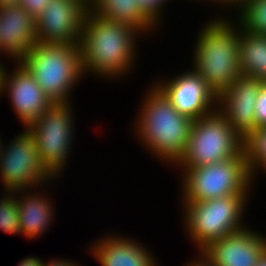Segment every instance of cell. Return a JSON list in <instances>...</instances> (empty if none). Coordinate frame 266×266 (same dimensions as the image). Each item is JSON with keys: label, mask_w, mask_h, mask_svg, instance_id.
Segmentation results:
<instances>
[{"label": "cell", "mask_w": 266, "mask_h": 266, "mask_svg": "<svg viewBox=\"0 0 266 266\" xmlns=\"http://www.w3.org/2000/svg\"><path fill=\"white\" fill-rule=\"evenodd\" d=\"M138 31L127 23L111 21L88 9L80 41L82 70L110 78L127 72L134 61L133 39Z\"/></svg>", "instance_id": "cell-1"}, {"label": "cell", "mask_w": 266, "mask_h": 266, "mask_svg": "<svg viewBox=\"0 0 266 266\" xmlns=\"http://www.w3.org/2000/svg\"><path fill=\"white\" fill-rule=\"evenodd\" d=\"M137 121L138 137L157 157L178 163L184 156L193 120L180 114L157 88H151Z\"/></svg>", "instance_id": "cell-2"}, {"label": "cell", "mask_w": 266, "mask_h": 266, "mask_svg": "<svg viewBox=\"0 0 266 266\" xmlns=\"http://www.w3.org/2000/svg\"><path fill=\"white\" fill-rule=\"evenodd\" d=\"M226 22L215 19L206 24L195 47L194 70L217 97L242 75L239 32Z\"/></svg>", "instance_id": "cell-3"}, {"label": "cell", "mask_w": 266, "mask_h": 266, "mask_svg": "<svg viewBox=\"0 0 266 266\" xmlns=\"http://www.w3.org/2000/svg\"><path fill=\"white\" fill-rule=\"evenodd\" d=\"M20 62L52 102H68L70 90L84 74L80 43L36 42Z\"/></svg>", "instance_id": "cell-4"}, {"label": "cell", "mask_w": 266, "mask_h": 266, "mask_svg": "<svg viewBox=\"0 0 266 266\" xmlns=\"http://www.w3.org/2000/svg\"><path fill=\"white\" fill-rule=\"evenodd\" d=\"M184 172V201H204L247 194L254 177L248 170L244 149L231 159L184 168Z\"/></svg>", "instance_id": "cell-5"}, {"label": "cell", "mask_w": 266, "mask_h": 266, "mask_svg": "<svg viewBox=\"0 0 266 266\" xmlns=\"http://www.w3.org/2000/svg\"><path fill=\"white\" fill-rule=\"evenodd\" d=\"M244 139L218 110L193 121L188 146L179 167H197L236 157L244 149Z\"/></svg>", "instance_id": "cell-6"}, {"label": "cell", "mask_w": 266, "mask_h": 266, "mask_svg": "<svg viewBox=\"0 0 266 266\" xmlns=\"http://www.w3.org/2000/svg\"><path fill=\"white\" fill-rule=\"evenodd\" d=\"M247 194H235L204 201H184L189 236L201 252L209 244L243 229L241 215ZM241 224V225H240Z\"/></svg>", "instance_id": "cell-7"}, {"label": "cell", "mask_w": 266, "mask_h": 266, "mask_svg": "<svg viewBox=\"0 0 266 266\" xmlns=\"http://www.w3.org/2000/svg\"><path fill=\"white\" fill-rule=\"evenodd\" d=\"M69 106V102H53L27 127L36 140L42 164L54 178L65 166L73 138L74 123Z\"/></svg>", "instance_id": "cell-8"}, {"label": "cell", "mask_w": 266, "mask_h": 266, "mask_svg": "<svg viewBox=\"0 0 266 266\" xmlns=\"http://www.w3.org/2000/svg\"><path fill=\"white\" fill-rule=\"evenodd\" d=\"M26 129L5 151L3 145L0 147V170L5 192H25L26 187L29 189L36 183L53 178L39 158L36 140Z\"/></svg>", "instance_id": "cell-9"}, {"label": "cell", "mask_w": 266, "mask_h": 266, "mask_svg": "<svg viewBox=\"0 0 266 266\" xmlns=\"http://www.w3.org/2000/svg\"><path fill=\"white\" fill-rule=\"evenodd\" d=\"M85 0H50L36 19L38 43H80L85 14Z\"/></svg>", "instance_id": "cell-10"}, {"label": "cell", "mask_w": 266, "mask_h": 266, "mask_svg": "<svg viewBox=\"0 0 266 266\" xmlns=\"http://www.w3.org/2000/svg\"><path fill=\"white\" fill-rule=\"evenodd\" d=\"M263 83L260 78L241 75L218 96L222 108L216 107L243 139L256 129L255 104Z\"/></svg>", "instance_id": "cell-11"}, {"label": "cell", "mask_w": 266, "mask_h": 266, "mask_svg": "<svg viewBox=\"0 0 266 266\" xmlns=\"http://www.w3.org/2000/svg\"><path fill=\"white\" fill-rule=\"evenodd\" d=\"M156 87L175 110L193 121L210 114L213 104L217 105L218 97L194 69Z\"/></svg>", "instance_id": "cell-12"}, {"label": "cell", "mask_w": 266, "mask_h": 266, "mask_svg": "<svg viewBox=\"0 0 266 266\" xmlns=\"http://www.w3.org/2000/svg\"><path fill=\"white\" fill-rule=\"evenodd\" d=\"M266 252V238L243 228L212 242L201 254L214 266H256Z\"/></svg>", "instance_id": "cell-13"}, {"label": "cell", "mask_w": 266, "mask_h": 266, "mask_svg": "<svg viewBox=\"0 0 266 266\" xmlns=\"http://www.w3.org/2000/svg\"><path fill=\"white\" fill-rule=\"evenodd\" d=\"M16 70L2 79V94L7 88L12 107L25 127L30 126L53 103L35 78L19 61ZM19 66V67H18ZM5 88V89H4Z\"/></svg>", "instance_id": "cell-14"}, {"label": "cell", "mask_w": 266, "mask_h": 266, "mask_svg": "<svg viewBox=\"0 0 266 266\" xmlns=\"http://www.w3.org/2000/svg\"><path fill=\"white\" fill-rule=\"evenodd\" d=\"M36 42L35 17L20 4L1 6L0 52L20 61Z\"/></svg>", "instance_id": "cell-15"}, {"label": "cell", "mask_w": 266, "mask_h": 266, "mask_svg": "<svg viewBox=\"0 0 266 266\" xmlns=\"http://www.w3.org/2000/svg\"><path fill=\"white\" fill-rule=\"evenodd\" d=\"M108 237L93 246L92 250L101 266H156L151 253L138 242Z\"/></svg>", "instance_id": "cell-16"}, {"label": "cell", "mask_w": 266, "mask_h": 266, "mask_svg": "<svg viewBox=\"0 0 266 266\" xmlns=\"http://www.w3.org/2000/svg\"><path fill=\"white\" fill-rule=\"evenodd\" d=\"M89 9L111 21L127 23L139 30H150L155 22L136 0H92Z\"/></svg>", "instance_id": "cell-17"}, {"label": "cell", "mask_w": 266, "mask_h": 266, "mask_svg": "<svg viewBox=\"0 0 266 266\" xmlns=\"http://www.w3.org/2000/svg\"><path fill=\"white\" fill-rule=\"evenodd\" d=\"M239 57L242 75L266 82V35L239 29Z\"/></svg>", "instance_id": "cell-18"}, {"label": "cell", "mask_w": 266, "mask_h": 266, "mask_svg": "<svg viewBox=\"0 0 266 266\" xmlns=\"http://www.w3.org/2000/svg\"><path fill=\"white\" fill-rule=\"evenodd\" d=\"M17 199L19 208L20 231L26 238L41 235L51 222L53 216L52 206L48 198L43 196L28 195ZM41 197V198H40ZM51 217V218H50Z\"/></svg>", "instance_id": "cell-19"}, {"label": "cell", "mask_w": 266, "mask_h": 266, "mask_svg": "<svg viewBox=\"0 0 266 266\" xmlns=\"http://www.w3.org/2000/svg\"><path fill=\"white\" fill-rule=\"evenodd\" d=\"M239 8L242 9L239 27L247 32L266 35V0H244Z\"/></svg>", "instance_id": "cell-20"}, {"label": "cell", "mask_w": 266, "mask_h": 266, "mask_svg": "<svg viewBox=\"0 0 266 266\" xmlns=\"http://www.w3.org/2000/svg\"><path fill=\"white\" fill-rule=\"evenodd\" d=\"M243 145L249 172L255 174V167L259 166L266 169V126L258 127L251 132L244 139Z\"/></svg>", "instance_id": "cell-21"}, {"label": "cell", "mask_w": 266, "mask_h": 266, "mask_svg": "<svg viewBox=\"0 0 266 266\" xmlns=\"http://www.w3.org/2000/svg\"><path fill=\"white\" fill-rule=\"evenodd\" d=\"M9 194V198L4 196L0 200V229L9 234L21 233L17 196L14 192Z\"/></svg>", "instance_id": "cell-22"}, {"label": "cell", "mask_w": 266, "mask_h": 266, "mask_svg": "<svg viewBox=\"0 0 266 266\" xmlns=\"http://www.w3.org/2000/svg\"><path fill=\"white\" fill-rule=\"evenodd\" d=\"M256 128L266 126V82L263 83L255 104Z\"/></svg>", "instance_id": "cell-23"}, {"label": "cell", "mask_w": 266, "mask_h": 266, "mask_svg": "<svg viewBox=\"0 0 266 266\" xmlns=\"http://www.w3.org/2000/svg\"><path fill=\"white\" fill-rule=\"evenodd\" d=\"M168 0H136L137 4L141 6L144 12L154 21L157 22L161 9Z\"/></svg>", "instance_id": "cell-24"}, {"label": "cell", "mask_w": 266, "mask_h": 266, "mask_svg": "<svg viewBox=\"0 0 266 266\" xmlns=\"http://www.w3.org/2000/svg\"><path fill=\"white\" fill-rule=\"evenodd\" d=\"M49 2L50 0H21L20 5L36 18Z\"/></svg>", "instance_id": "cell-25"}, {"label": "cell", "mask_w": 266, "mask_h": 266, "mask_svg": "<svg viewBox=\"0 0 266 266\" xmlns=\"http://www.w3.org/2000/svg\"><path fill=\"white\" fill-rule=\"evenodd\" d=\"M18 266H44V263L42 260L36 259V257H27L24 258Z\"/></svg>", "instance_id": "cell-26"}, {"label": "cell", "mask_w": 266, "mask_h": 266, "mask_svg": "<svg viewBox=\"0 0 266 266\" xmlns=\"http://www.w3.org/2000/svg\"><path fill=\"white\" fill-rule=\"evenodd\" d=\"M75 262H72L70 263V261H64L61 259V261L58 259L57 261L56 260H50V262L48 263H44V266H77L76 264L74 265Z\"/></svg>", "instance_id": "cell-27"}, {"label": "cell", "mask_w": 266, "mask_h": 266, "mask_svg": "<svg viewBox=\"0 0 266 266\" xmlns=\"http://www.w3.org/2000/svg\"><path fill=\"white\" fill-rule=\"evenodd\" d=\"M202 257L200 258L201 260L195 262H192L191 264L187 266H214L203 254L201 255ZM204 257V259H203Z\"/></svg>", "instance_id": "cell-28"}, {"label": "cell", "mask_w": 266, "mask_h": 266, "mask_svg": "<svg viewBox=\"0 0 266 266\" xmlns=\"http://www.w3.org/2000/svg\"><path fill=\"white\" fill-rule=\"evenodd\" d=\"M21 0H0V7L1 6H12V5H19Z\"/></svg>", "instance_id": "cell-29"}, {"label": "cell", "mask_w": 266, "mask_h": 266, "mask_svg": "<svg viewBox=\"0 0 266 266\" xmlns=\"http://www.w3.org/2000/svg\"><path fill=\"white\" fill-rule=\"evenodd\" d=\"M211 1H215V2H216V1H217V2L220 1V2H218V3H221V2H222V4H223V3L233 4V2H235V4H238V2L243 4V1H244V0H211ZM223 1H224V2H223Z\"/></svg>", "instance_id": "cell-30"}, {"label": "cell", "mask_w": 266, "mask_h": 266, "mask_svg": "<svg viewBox=\"0 0 266 266\" xmlns=\"http://www.w3.org/2000/svg\"><path fill=\"white\" fill-rule=\"evenodd\" d=\"M256 266H266V252L263 254Z\"/></svg>", "instance_id": "cell-31"}, {"label": "cell", "mask_w": 266, "mask_h": 266, "mask_svg": "<svg viewBox=\"0 0 266 266\" xmlns=\"http://www.w3.org/2000/svg\"><path fill=\"white\" fill-rule=\"evenodd\" d=\"M4 67L0 65V93H2V79H3V75L5 72V69H3ZM1 95V94H0Z\"/></svg>", "instance_id": "cell-32"}, {"label": "cell", "mask_w": 266, "mask_h": 266, "mask_svg": "<svg viewBox=\"0 0 266 266\" xmlns=\"http://www.w3.org/2000/svg\"><path fill=\"white\" fill-rule=\"evenodd\" d=\"M88 4L92 1V0H85Z\"/></svg>", "instance_id": "cell-33"}]
</instances>
